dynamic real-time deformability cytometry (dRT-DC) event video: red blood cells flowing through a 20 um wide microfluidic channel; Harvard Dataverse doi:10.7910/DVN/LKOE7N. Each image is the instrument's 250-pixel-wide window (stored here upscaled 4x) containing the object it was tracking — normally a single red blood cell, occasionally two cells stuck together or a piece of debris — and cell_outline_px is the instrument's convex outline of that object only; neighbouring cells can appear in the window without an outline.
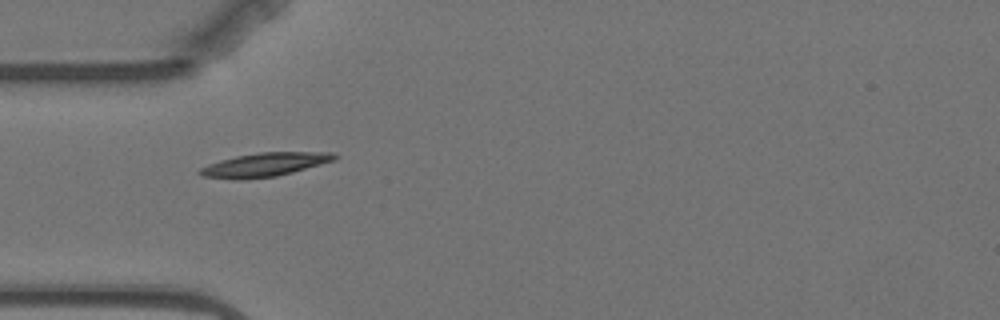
{"species": "Egyptian fruit bat (a non-hibernating species)", "species_latin": "Rousettus aegyptiacus", "temperature_condition": "warm", "stored_images_in_passage": 2, "camera_frame_rate_fps": 3000, "um_per_image_px": 0.085, "animal": {"sex": "female"}, "frame": {"image": 1, "passage_image": 1, "time_ms": 0.0, "image_size_px": [1000, 320], "cell_outline_px": [[340, 156], [336, 160], [292, 172], [276, 176], [240, 180], [200, 176], [196, 172], [200, 168], [208, 164], [220, 160], [236, 156], [260, 152], [332, 152]], "centroid_in_image_um": [22.49, 14.0], "position_along_channel_um": 62.5, "area_um2": 18.73}}
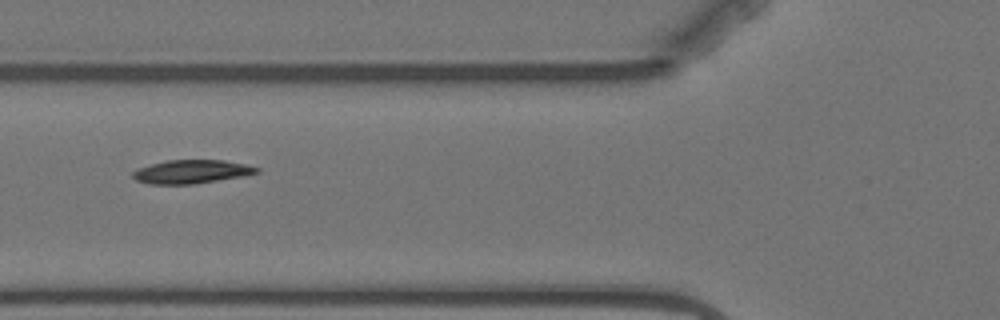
{"frame": {"image": 2, "passage_image": 2, "time_ms": 1.333, "image_size_px": [1000, 320], "cell_outline_px": [[260, 172], [244, 176], [192, 184], [148, 184], [136, 180], [132, 176], [132, 172], [136, 168], [168, 160], [224, 160], [244, 164], [260, 168]], "centroid_in_image_um": [16.27, 14.59], "position_along_channel_um": 109.5, "area_um2": 16.99}}